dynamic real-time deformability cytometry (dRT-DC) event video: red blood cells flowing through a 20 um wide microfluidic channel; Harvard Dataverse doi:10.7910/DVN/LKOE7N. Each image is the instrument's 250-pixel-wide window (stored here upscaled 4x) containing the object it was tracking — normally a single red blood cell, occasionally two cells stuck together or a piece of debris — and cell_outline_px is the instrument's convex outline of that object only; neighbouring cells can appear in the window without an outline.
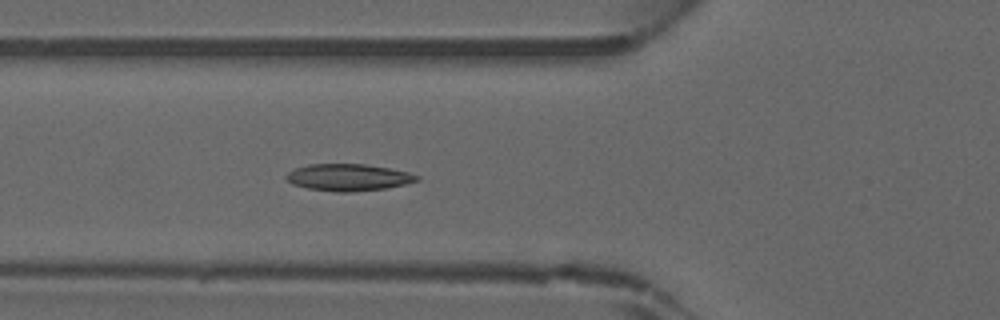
{"species": "common noctule bat (a hibernating species)", "species_latin": "Nyctalus noctula", "temperature_condition": "warm", "stored_images_in_passage": 34, "camera_frame_rate_fps": 3000, "um_per_image_px": 0.085, "animal": {"sex": "male", "forearm_length_mm": 52.5}, "frame": {"image": 1, "passage_image": 6, "time_ms": 1.667, "image_size_px": [1000, 320], "cell_outline_px": [[420, 180], [404, 184], [384, 188], [352, 192], [336, 192], [308, 188], [292, 184], [284, 176], [288, 172], [296, 168], [308, 164], [364, 164], [388, 168], [408, 172], [420, 176]], "centroid_in_image_um": [29.6, 15.07], "position_along_channel_um": 96.2, "area_um2": 20.35}}
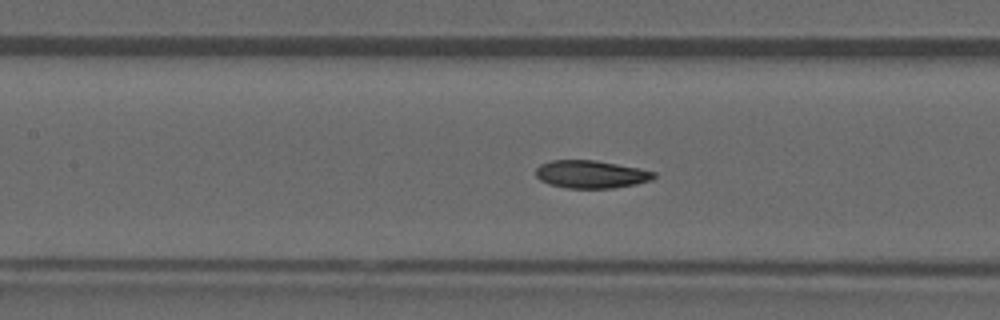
{"frame": {"image": 2, "passage_image": 10, "time_ms": 3.0, "image_size_px": [1000, 320], "cell_outline_px": [[656, 176], [652, 180], [636, 184], [612, 188], [564, 188], [548, 184], [540, 180], [536, 176], [536, 168], [540, 164], [552, 160], [596, 160], [640, 168], [656, 172]], "centroid_in_image_um": [50.24, 14.81], "position_along_channel_um": 157.2, "area_um2": 19.31}}